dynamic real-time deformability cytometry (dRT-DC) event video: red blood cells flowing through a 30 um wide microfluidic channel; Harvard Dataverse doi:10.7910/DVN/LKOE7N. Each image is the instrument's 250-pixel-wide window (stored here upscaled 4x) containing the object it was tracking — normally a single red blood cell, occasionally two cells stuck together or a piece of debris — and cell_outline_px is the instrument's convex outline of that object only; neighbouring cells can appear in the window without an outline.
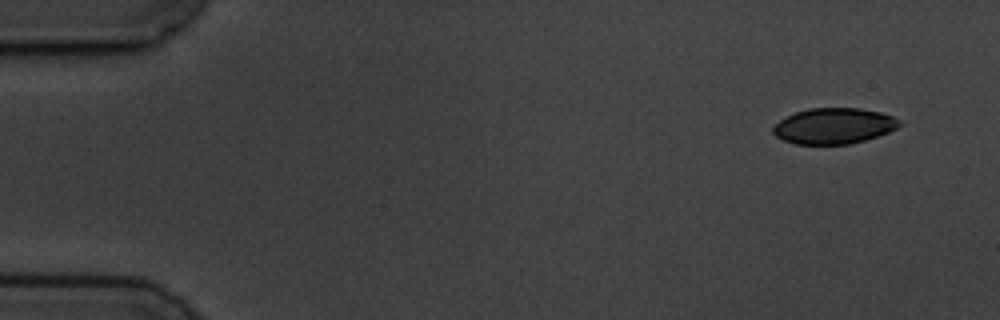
{"species": "common noctule bat (a hibernating species)", "species_latin": "Nyctalus noctula", "temperature_condition": "cold", "stored_images_in_passage": 3, "camera_frame_rate_fps": 3000, "um_per_image_px": 0.085, "animal": {"sex": "male", "body_mass_g": 19.5, "forearm_length_mm": 54.6}, "frame": {"image": 1, "passage_image": 1, "time_ms": 0.0, "image_size_px": [1000, 320], "cell_outline_px": [[904, 124], [888, 132], [864, 140], [848, 144], [796, 144], [784, 140], [776, 136], [772, 132], [772, 128], [780, 120], [796, 112], [808, 108], [860, 108], [880, 112], [892, 116], [900, 120]], "centroid_in_image_um": [70.89, 10.7], "position_along_channel_um": 14.1, "area_um2": 26.24}}
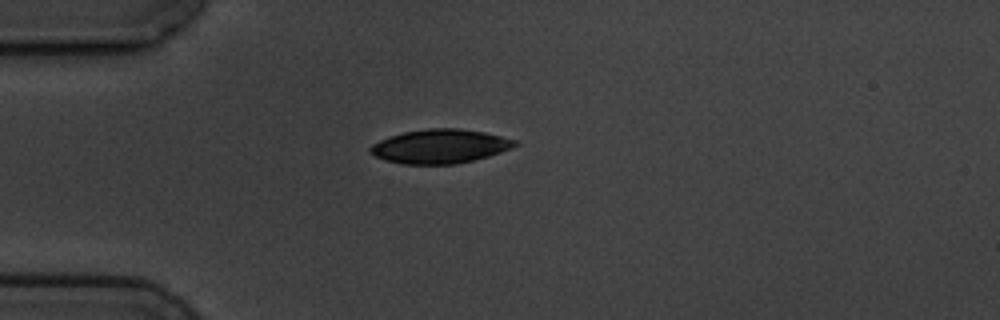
{"frame": {"image": 2, "passage_image": 3, "time_ms": 3.667, "image_size_px": [1000, 320], "cell_outline_px": [[520, 144], [512, 148], [488, 156], [456, 164], [404, 164], [388, 160], [376, 156], [368, 148], [372, 144], [380, 140], [404, 132], [428, 128], [460, 128], [484, 132], [516, 140]], "centroid_in_image_um": [37.44, 12.43], "position_along_channel_um": 47.6, "area_um2": 28.38}}